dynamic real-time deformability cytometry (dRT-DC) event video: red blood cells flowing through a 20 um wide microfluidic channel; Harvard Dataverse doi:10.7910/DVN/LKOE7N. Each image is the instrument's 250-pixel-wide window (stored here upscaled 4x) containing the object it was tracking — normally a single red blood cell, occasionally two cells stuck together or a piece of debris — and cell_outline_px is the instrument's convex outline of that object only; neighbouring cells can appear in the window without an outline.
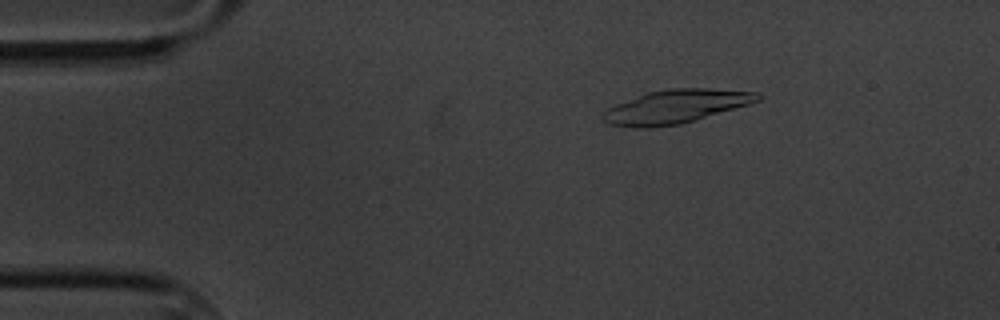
{"species": "common noctule bat (a hibernating species)", "species_latin": "Nyctalus noctula", "temperature_condition": "cold", "stored_images_in_passage": 58, "segment_of_instrument_passage": [1, 2], "camera_frame_rate_fps": 3000, "um_per_image_px": 0.085, "animal": {"sex": "male", "body_mass_g": 20.1, "forearm_length_mm": 53.5}, "frame": {"image": 1, "passage_image": 9, "time_ms": 2.667, "image_size_px": [1000, 320], "cell_outline_px": [[764, 96], [760, 100], [748, 104], [680, 124], [648, 128], [636, 128], [608, 124], [600, 116], [608, 108], [616, 104], [648, 92], [668, 88], [708, 88], [760, 92]], "centroid_in_image_um": [57.44, 9.05], "position_along_channel_um": 27.6, "area_um2": 30.11}}